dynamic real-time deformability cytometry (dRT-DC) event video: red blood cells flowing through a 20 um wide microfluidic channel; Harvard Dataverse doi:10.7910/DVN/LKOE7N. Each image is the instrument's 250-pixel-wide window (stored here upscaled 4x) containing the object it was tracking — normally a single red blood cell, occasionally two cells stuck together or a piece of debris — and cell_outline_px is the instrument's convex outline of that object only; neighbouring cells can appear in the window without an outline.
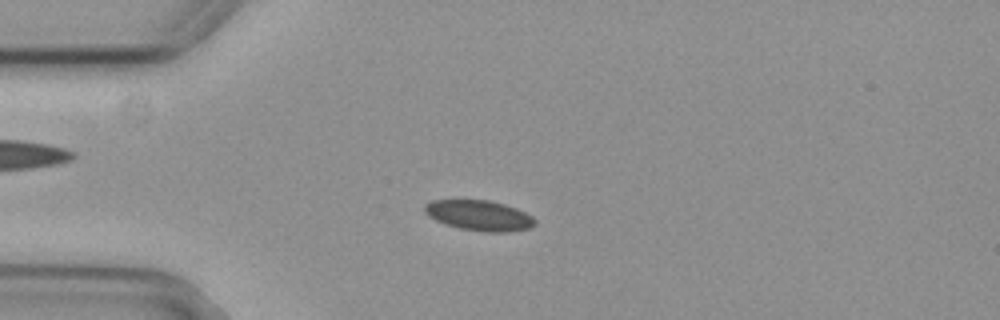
{"species": "common noctule bat (a hibernating species)", "species_latin": "Nyctalus noctula", "temperature_condition": "cold", "stored_images_in_passage": 33, "camera_frame_rate_fps": 3000, "um_per_image_px": 0.085, "animal": {"sex": "female", "body_mass_g": 29.2, "forearm_length_mm": 56.3}, "frame": {"image": 1, "passage_image": 2, "time_ms": 0.333, "image_size_px": [1000, 320], "cell_outline_px": [[536, 224], [532, 228], [508, 232], [484, 232], [460, 228], [444, 224], [428, 216], [424, 212], [424, 204], [432, 200], [488, 200], [504, 204], [516, 208], [532, 216], [536, 220]], "centroid_in_image_um": [40.74, 18.32], "position_along_channel_um": 44.3, "area_um2": 19.65}}
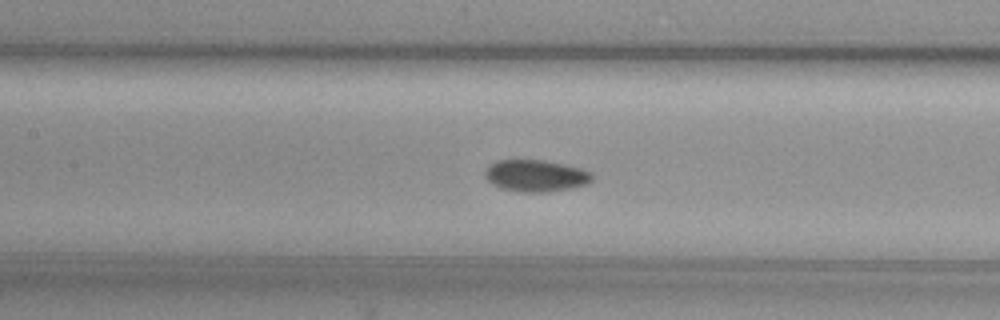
{"frame": {"image": 2, "passage_image": 13, "time_ms": 4.0, "image_size_px": [1000, 320], "cell_outline_px": [[592, 180], [588, 184], [572, 188], [548, 192], [520, 192], [500, 188], [492, 184], [484, 176], [484, 172], [496, 160], [544, 160], [564, 164], [580, 168], [592, 172]], "centroid_in_image_um": [45.56, 14.94], "position_along_channel_um": 161.8, "area_um2": 19.94}}
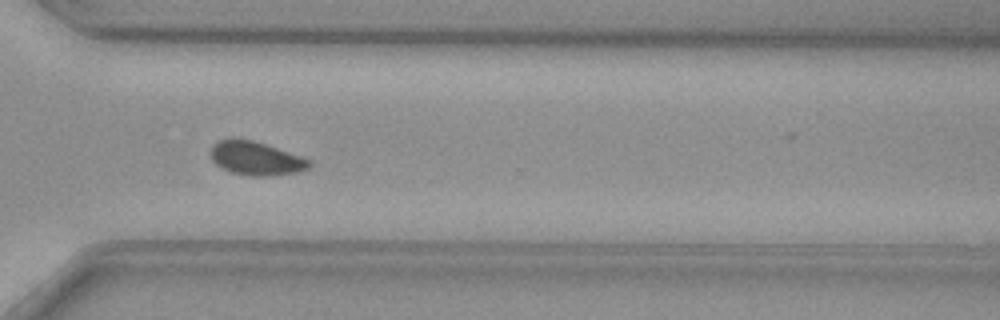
{"frame": {"image": 3, "passage_image": 28, "time_ms": 9.0, "image_size_px": [1000, 320], "cell_outline_px": [[312, 164], [308, 168], [296, 172], [268, 176], [248, 176], [232, 172], [220, 168], [212, 160], [212, 144], [220, 140], [232, 136], [252, 140], [312, 160]], "centroid_in_image_um": [21.72, 13.45], "position_along_channel_um": 348.9, "area_um2": 19.36}, "authors_computed_cell_mechanics": {"area_um2": 19.7676, "velocity_mm_per_s": 3.7411, "shape_relaxation_time_tau1_ms": 9.6531, "shape_relaxation_time_tau2_ms": null, "deformation_change_tau1": 0.1193, "deformation_change_tau2": null}}